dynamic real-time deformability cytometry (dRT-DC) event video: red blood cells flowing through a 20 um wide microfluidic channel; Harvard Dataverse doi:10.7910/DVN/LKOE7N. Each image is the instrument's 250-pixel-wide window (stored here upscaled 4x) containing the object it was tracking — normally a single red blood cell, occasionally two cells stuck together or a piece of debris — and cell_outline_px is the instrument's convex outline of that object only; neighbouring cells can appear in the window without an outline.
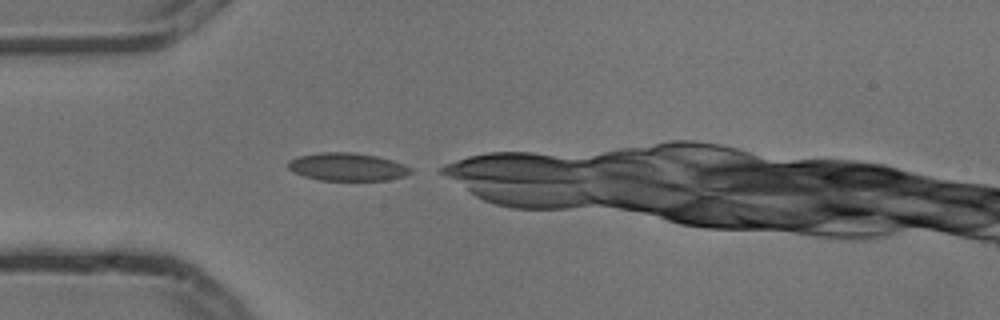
{"species": "common noctule bat (a hibernating species)", "species_latin": "Nyctalus noctula", "temperature_condition": "cold", "stored_images_in_passage": 1, "camera_frame_rate_fps": 3000, "um_per_image_px": 0.085, "animal": {"sex": "male", "body_mass_g": 13.3}, "frame": {"image": 1, "passage_image": 1, "time_ms": 0.0, "image_size_px": [1000, 320], "cell_outline_px": [[412, 172], [404, 176], [388, 180], [320, 180], [304, 176], [292, 172], [288, 168], [288, 160], [296, 156], [320, 152], [352, 152], [376, 156], [392, 160], [404, 164], [412, 168]], "centroid_in_image_um": [29.49, 14.18], "position_along_channel_um": 55.5, "area_um2": 20.06}}